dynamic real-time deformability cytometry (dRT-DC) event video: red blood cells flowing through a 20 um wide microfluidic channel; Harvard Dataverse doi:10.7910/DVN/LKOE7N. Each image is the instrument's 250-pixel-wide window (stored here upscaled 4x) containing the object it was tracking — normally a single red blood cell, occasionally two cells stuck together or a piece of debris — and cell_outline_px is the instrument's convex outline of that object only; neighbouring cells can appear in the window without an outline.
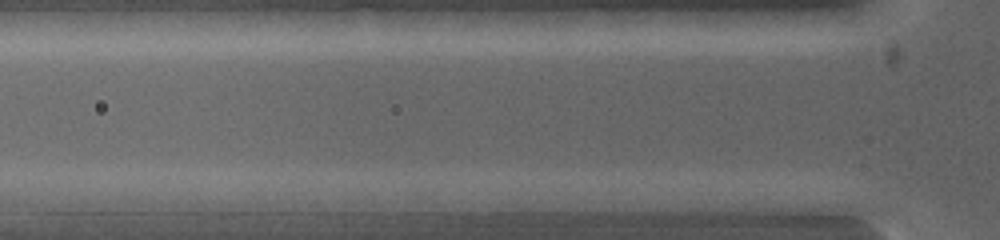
{"species": "common noctule bat (a hibernating species)", "species_latin": "Nyctalus noctula", "temperature_condition": "warm", "stored_images_in_passage": 4, "camera_frame_rate_fps": 5000, "um_per_image_px": 0.085, "animal": {"sex": "female", "body_mass_g": 19.0, "forearm_length_mm": 53.3}, "frame": {"image": 1, "passage_image": 2, "time_ms": 0.2, "image_size_px": [1000, 240], "cell_outline_px": [[604, 200], [592, 212], [496, 212], [496, 200], [520, 192], [584, 192]], "centroid_in_image_um": [46.62, 17.21], "position_along_channel_um": 79.2, "area_um2": 13.81}}